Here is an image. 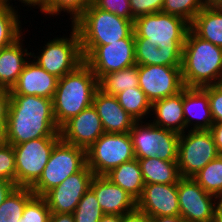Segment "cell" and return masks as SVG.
Instances as JSON below:
<instances>
[{"label":"cell","instance_id":"obj_1","mask_svg":"<svg viewBox=\"0 0 222 222\" xmlns=\"http://www.w3.org/2000/svg\"><path fill=\"white\" fill-rule=\"evenodd\" d=\"M6 131L12 146L38 138H61L52 99L11 94Z\"/></svg>","mask_w":222,"mask_h":222},{"label":"cell","instance_id":"obj_2","mask_svg":"<svg viewBox=\"0 0 222 222\" xmlns=\"http://www.w3.org/2000/svg\"><path fill=\"white\" fill-rule=\"evenodd\" d=\"M185 87L203 88L222 83V48L198 37L189 29L182 53Z\"/></svg>","mask_w":222,"mask_h":222},{"label":"cell","instance_id":"obj_3","mask_svg":"<svg viewBox=\"0 0 222 222\" xmlns=\"http://www.w3.org/2000/svg\"><path fill=\"white\" fill-rule=\"evenodd\" d=\"M98 89L99 80L85 62L73 72L59 78L52 99L54 117L58 127L60 128L71 117L92 106Z\"/></svg>","mask_w":222,"mask_h":222},{"label":"cell","instance_id":"obj_4","mask_svg":"<svg viewBox=\"0 0 222 222\" xmlns=\"http://www.w3.org/2000/svg\"><path fill=\"white\" fill-rule=\"evenodd\" d=\"M78 31L83 59L98 45L134 38V21L97 8L91 3L72 23Z\"/></svg>","mask_w":222,"mask_h":222},{"label":"cell","instance_id":"obj_5","mask_svg":"<svg viewBox=\"0 0 222 222\" xmlns=\"http://www.w3.org/2000/svg\"><path fill=\"white\" fill-rule=\"evenodd\" d=\"M87 164L86 150L60 139L54 146L39 180L31 187L36 196H44Z\"/></svg>","mask_w":222,"mask_h":222},{"label":"cell","instance_id":"obj_6","mask_svg":"<svg viewBox=\"0 0 222 222\" xmlns=\"http://www.w3.org/2000/svg\"><path fill=\"white\" fill-rule=\"evenodd\" d=\"M129 135L137 159L157 157L165 161H177L180 134L150 122L136 121Z\"/></svg>","mask_w":222,"mask_h":222},{"label":"cell","instance_id":"obj_7","mask_svg":"<svg viewBox=\"0 0 222 222\" xmlns=\"http://www.w3.org/2000/svg\"><path fill=\"white\" fill-rule=\"evenodd\" d=\"M135 158L129 133H104L86 151L87 166L94 175H105Z\"/></svg>","mask_w":222,"mask_h":222},{"label":"cell","instance_id":"obj_8","mask_svg":"<svg viewBox=\"0 0 222 222\" xmlns=\"http://www.w3.org/2000/svg\"><path fill=\"white\" fill-rule=\"evenodd\" d=\"M71 29L70 38H54L40 50L42 52L39 56L34 53L30 56L37 58L34 61L57 78L73 72L84 62L78 31L73 26Z\"/></svg>","mask_w":222,"mask_h":222},{"label":"cell","instance_id":"obj_9","mask_svg":"<svg viewBox=\"0 0 222 222\" xmlns=\"http://www.w3.org/2000/svg\"><path fill=\"white\" fill-rule=\"evenodd\" d=\"M180 134L177 165L181 177H194L218 155L213 135L209 130H189Z\"/></svg>","mask_w":222,"mask_h":222},{"label":"cell","instance_id":"obj_10","mask_svg":"<svg viewBox=\"0 0 222 222\" xmlns=\"http://www.w3.org/2000/svg\"><path fill=\"white\" fill-rule=\"evenodd\" d=\"M61 138H38L13 145L16 186L31 188L41 177L50 154Z\"/></svg>","mask_w":222,"mask_h":222},{"label":"cell","instance_id":"obj_11","mask_svg":"<svg viewBox=\"0 0 222 222\" xmlns=\"http://www.w3.org/2000/svg\"><path fill=\"white\" fill-rule=\"evenodd\" d=\"M177 192L182 220L213 222L220 201L217 197L207 193L192 177H181L177 183Z\"/></svg>","mask_w":222,"mask_h":222},{"label":"cell","instance_id":"obj_12","mask_svg":"<svg viewBox=\"0 0 222 222\" xmlns=\"http://www.w3.org/2000/svg\"><path fill=\"white\" fill-rule=\"evenodd\" d=\"M134 38H123L107 45H98L85 58L96 78L130 67L135 62Z\"/></svg>","mask_w":222,"mask_h":222},{"label":"cell","instance_id":"obj_13","mask_svg":"<svg viewBox=\"0 0 222 222\" xmlns=\"http://www.w3.org/2000/svg\"><path fill=\"white\" fill-rule=\"evenodd\" d=\"M138 77L139 87L151 103L185 88L181 66L138 65Z\"/></svg>","mask_w":222,"mask_h":222},{"label":"cell","instance_id":"obj_14","mask_svg":"<svg viewBox=\"0 0 222 222\" xmlns=\"http://www.w3.org/2000/svg\"><path fill=\"white\" fill-rule=\"evenodd\" d=\"M93 177L94 173L86 164L79 172L70 175L60 185L49 190L43 197L51 213L72 214L90 188Z\"/></svg>","mask_w":222,"mask_h":222},{"label":"cell","instance_id":"obj_15","mask_svg":"<svg viewBox=\"0 0 222 222\" xmlns=\"http://www.w3.org/2000/svg\"><path fill=\"white\" fill-rule=\"evenodd\" d=\"M138 65L181 66L185 39L134 38Z\"/></svg>","mask_w":222,"mask_h":222},{"label":"cell","instance_id":"obj_16","mask_svg":"<svg viewBox=\"0 0 222 222\" xmlns=\"http://www.w3.org/2000/svg\"><path fill=\"white\" fill-rule=\"evenodd\" d=\"M190 24L181 17L158 12L134 20V38L186 39Z\"/></svg>","mask_w":222,"mask_h":222},{"label":"cell","instance_id":"obj_17","mask_svg":"<svg viewBox=\"0 0 222 222\" xmlns=\"http://www.w3.org/2000/svg\"><path fill=\"white\" fill-rule=\"evenodd\" d=\"M104 133L101 119L93 105L71 117L60 127L63 141L86 151Z\"/></svg>","mask_w":222,"mask_h":222},{"label":"cell","instance_id":"obj_18","mask_svg":"<svg viewBox=\"0 0 222 222\" xmlns=\"http://www.w3.org/2000/svg\"><path fill=\"white\" fill-rule=\"evenodd\" d=\"M137 209L151 218L159 216H179L177 183L145 184L137 200Z\"/></svg>","mask_w":222,"mask_h":222},{"label":"cell","instance_id":"obj_19","mask_svg":"<svg viewBox=\"0 0 222 222\" xmlns=\"http://www.w3.org/2000/svg\"><path fill=\"white\" fill-rule=\"evenodd\" d=\"M90 189L95 193L104 214L122 216L137 208V201L104 175H94Z\"/></svg>","mask_w":222,"mask_h":222},{"label":"cell","instance_id":"obj_20","mask_svg":"<svg viewBox=\"0 0 222 222\" xmlns=\"http://www.w3.org/2000/svg\"><path fill=\"white\" fill-rule=\"evenodd\" d=\"M59 78L49 74L34 60L25 64L11 94L34 95L53 99Z\"/></svg>","mask_w":222,"mask_h":222},{"label":"cell","instance_id":"obj_21","mask_svg":"<svg viewBox=\"0 0 222 222\" xmlns=\"http://www.w3.org/2000/svg\"><path fill=\"white\" fill-rule=\"evenodd\" d=\"M93 106L101 119L105 133H129L136 122L121 107L116 96L106 94L100 89L94 95Z\"/></svg>","mask_w":222,"mask_h":222},{"label":"cell","instance_id":"obj_22","mask_svg":"<svg viewBox=\"0 0 222 222\" xmlns=\"http://www.w3.org/2000/svg\"><path fill=\"white\" fill-rule=\"evenodd\" d=\"M183 114L186 130H210L213 125L208 94L202 88L183 89ZM197 120V121H194ZM195 123V124H194Z\"/></svg>","mask_w":222,"mask_h":222},{"label":"cell","instance_id":"obj_23","mask_svg":"<svg viewBox=\"0 0 222 222\" xmlns=\"http://www.w3.org/2000/svg\"><path fill=\"white\" fill-rule=\"evenodd\" d=\"M151 111L155 119L151 120L155 126L174 131L178 134L186 133L183 114V90L179 93L152 102Z\"/></svg>","mask_w":222,"mask_h":222},{"label":"cell","instance_id":"obj_24","mask_svg":"<svg viewBox=\"0 0 222 222\" xmlns=\"http://www.w3.org/2000/svg\"><path fill=\"white\" fill-rule=\"evenodd\" d=\"M21 38L0 49V88L11 90L25 64L31 59L30 57L27 58L31 56V52L29 53L27 49L22 48Z\"/></svg>","mask_w":222,"mask_h":222},{"label":"cell","instance_id":"obj_25","mask_svg":"<svg viewBox=\"0 0 222 222\" xmlns=\"http://www.w3.org/2000/svg\"><path fill=\"white\" fill-rule=\"evenodd\" d=\"M190 29L198 37L222 48V5L209 2L195 16Z\"/></svg>","mask_w":222,"mask_h":222},{"label":"cell","instance_id":"obj_26","mask_svg":"<svg viewBox=\"0 0 222 222\" xmlns=\"http://www.w3.org/2000/svg\"><path fill=\"white\" fill-rule=\"evenodd\" d=\"M112 183L120 186L136 201L140 198L145 185L137 158L122 163L104 175Z\"/></svg>","mask_w":222,"mask_h":222},{"label":"cell","instance_id":"obj_27","mask_svg":"<svg viewBox=\"0 0 222 222\" xmlns=\"http://www.w3.org/2000/svg\"><path fill=\"white\" fill-rule=\"evenodd\" d=\"M145 184H174L181 178L177 161L157 157L138 159Z\"/></svg>","mask_w":222,"mask_h":222},{"label":"cell","instance_id":"obj_28","mask_svg":"<svg viewBox=\"0 0 222 222\" xmlns=\"http://www.w3.org/2000/svg\"><path fill=\"white\" fill-rule=\"evenodd\" d=\"M135 87H139L138 64L110 72L99 80V89L114 96L126 89Z\"/></svg>","mask_w":222,"mask_h":222},{"label":"cell","instance_id":"obj_29","mask_svg":"<svg viewBox=\"0 0 222 222\" xmlns=\"http://www.w3.org/2000/svg\"><path fill=\"white\" fill-rule=\"evenodd\" d=\"M121 107L136 121L151 112L152 103L140 87L129 88L115 95Z\"/></svg>","mask_w":222,"mask_h":222},{"label":"cell","instance_id":"obj_30","mask_svg":"<svg viewBox=\"0 0 222 222\" xmlns=\"http://www.w3.org/2000/svg\"><path fill=\"white\" fill-rule=\"evenodd\" d=\"M34 195L29 187H16L0 205V222H18L26 203Z\"/></svg>","mask_w":222,"mask_h":222},{"label":"cell","instance_id":"obj_31","mask_svg":"<svg viewBox=\"0 0 222 222\" xmlns=\"http://www.w3.org/2000/svg\"><path fill=\"white\" fill-rule=\"evenodd\" d=\"M193 179L209 194L222 198V155H218L200 170Z\"/></svg>","mask_w":222,"mask_h":222},{"label":"cell","instance_id":"obj_32","mask_svg":"<svg viewBox=\"0 0 222 222\" xmlns=\"http://www.w3.org/2000/svg\"><path fill=\"white\" fill-rule=\"evenodd\" d=\"M14 8L0 4V49L13 44L23 35L18 11Z\"/></svg>","mask_w":222,"mask_h":222},{"label":"cell","instance_id":"obj_33","mask_svg":"<svg viewBox=\"0 0 222 222\" xmlns=\"http://www.w3.org/2000/svg\"><path fill=\"white\" fill-rule=\"evenodd\" d=\"M208 3V0H164L162 13L181 17L191 24Z\"/></svg>","mask_w":222,"mask_h":222},{"label":"cell","instance_id":"obj_34","mask_svg":"<svg viewBox=\"0 0 222 222\" xmlns=\"http://www.w3.org/2000/svg\"><path fill=\"white\" fill-rule=\"evenodd\" d=\"M75 222H99L104 213L95 193L89 188L72 213Z\"/></svg>","mask_w":222,"mask_h":222},{"label":"cell","instance_id":"obj_35","mask_svg":"<svg viewBox=\"0 0 222 222\" xmlns=\"http://www.w3.org/2000/svg\"><path fill=\"white\" fill-rule=\"evenodd\" d=\"M92 0H46L41 10L46 15H59L62 11L70 14L72 23L88 8ZM72 16V17H71Z\"/></svg>","mask_w":222,"mask_h":222},{"label":"cell","instance_id":"obj_36","mask_svg":"<svg viewBox=\"0 0 222 222\" xmlns=\"http://www.w3.org/2000/svg\"><path fill=\"white\" fill-rule=\"evenodd\" d=\"M51 211L43 196L34 195L25 205L18 222H49Z\"/></svg>","mask_w":222,"mask_h":222},{"label":"cell","instance_id":"obj_37","mask_svg":"<svg viewBox=\"0 0 222 222\" xmlns=\"http://www.w3.org/2000/svg\"><path fill=\"white\" fill-rule=\"evenodd\" d=\"M0 180L16 184V166L13 146L6 144L0 147Z\"/></svg>","mask_w":222,"mask_h":222},{"label":"cell","instance_id":"obj_38","mask_svg":"<svg viewBox=\"0 0 222 222\" xmlns=\"http://www.w3.org/2000/svg\"><path fill=\"white\" fill-rule=\"evenodd\" d=\"M92 3L101 10L132 20L129 0H92Z\"/></svg>","mask_w":222,"mask_h":222},{"label":"cell","instance_id":"obj_39","mask_svg":"<svg viewBox=\"0 0 222 222\" xmlns=\"http://www.w3.org/2000/svg\"><path fill=\"white\" fill-rule=\"evenodd\" d=\"M209 97V106L214 123L222 122V83L202 88Z\"/></svg>","mask_w":222,"mask_h":222},{"label":"cell","instance_id":"obj_40","mask_svg":"<svg viewBox=\"0 0 222 222\" xmlns=\"http://www.w3.org/2000/svg\"><path fill=\"white\" fill-rule=\"evenodd\" d=\"M132 20L137 17L162 12L164 0H129Z\"/></svg>","mask_w":222,"mask_h":222},{"label":"cell","instance_id":"obj_41","mask_svg":"<svg viewBox=\"0 0 222 222\" xmlns=\"http://www.w3.org/2000/svg\"><path fill=\"white\" fill-rule=\"evenodd\" d=\"M11 93L8 89L0 88V123H7Z\"/></svg>","mask_w":222,"mask_h":222},{"label":"cell","instance_id":"obj_42","mask_svg":"<svg viewBox=\"0 0 222 222\" xmlns=\"http://www.w3.org/2000/svg\"><path fill=\"white\" fill-rule=\"evenodd\" d=\"M121 222H152V219L146 213L135 209L121 216Z\"/></svg>","mask_w":222,"mask_h":222},{"label":"cell","instance_id":"obj_43","mask_svg":"<svg viewBox=\"0 0 222 222\" xmlns=\"http://www.w3.org/2000/svg\"><path fill=\"white\" fill-rule=\"evenodd\" d=\"M209 131L213 135L214 143L218 153L222 155V122L213 123Z\"/></svg>","mask_w":222,"mask_h":222},{"label":"cell","instance_id":"obj_44","mask_svg":"<svg viewBox=\"0 0 222 222\" xmlns=\"http://www.w3.org/2000/svg\"><path fill=\"white\" fill-rule=\"evenodd\" d=\"M16 187V184L13 182L0 180V205Z\"/></svg>","mask_w":222,"mask_h":222},{"label":"cell","instance_id":"obj_45","mask_svg":"<svg viewBox=\"0 0 222 222\" xmlns=\"http://www.w3.org/2000/svg\"><path fill=\"white\" fill-rule=\"evenodd\" d=\"M49 222H75L73 214L69 213H51Z\"/></svg>","mask_w":222,"mask_h":222},{"label":"cell","instance_id":"obj_46","mask_svg":"<svg viewBox=\"0 0 222 222\" xmlns=\"http://www.w3.org/2000/svg\"><path fill=\"white\" fill-rule=\"evenodd\" d=\"M152 222H182V218L180 216H159L151 218Z\"/></svg>","mask_w":222,"mask_h":222},{"label":"cell","instance_id":"obj_47","mask_svg":"<svg viewBox=\"0 0 222 222\" xmlns=\"http://www.w3.org/2000/svg\"><path fill=\"white\" fill-rule=\"evenodd\" d=\"M21 3L26 4V6H37L40 8V11L44 8L46 0H19Z\"/></svg>","mask_w":222,"mask_h":222},{"label":"cell","instance_id":"obj_48","mask_svg":"<svg viewBox=\"0 0 222 222\" xmlns=\"http://www.w3.org/2000/svg\"><path fill=\"white\" fill-rule=\"evenodd\" d=\"M7 123H0V147L7 144Z\"/></svg>","mask_w":222,"mask_h":222},{"label":"cell","instance_id":"obj_49","mask_svg":"<svg viewBox=\"0 0 222 222\" xmlns=\"http://www.w3.org/2000/svg\"><path fill=\"white\" fill-rule=\"evenodd\" d=\"M99 222H121L120 215L104 214Z\"/></svg>","mask_w":222,"mask_h":222},{"label":"cell","instance_id":"obj_50","mask_svg":"<svg viewBox=\"0 0 222 222\" xmlns=\"http://www.w3.org/2000/svg\"><path fill=\"white\" fill-rule=\"evenodd\" d=\"M213 222H222V202L221 201H219L216 206L214 217H213Z\"/></svg>","mask_w":222,"mask_h":222},{"label":"cell","instance_id":"obj_51","mask_svg":"<svg viewBox=\"0 0 222 222\" xmlns=\"http://www.w3.org/2000/svg\"><path fill=\"white\" fill-rule=\"evenodd\" d=\"M10 0H0V4H4V5H8V6H13V5H10Z\"/></svg>","mask_w":222,"mask_h":222},{"label":"cell","instance_id":"obj_52","mask_svg":"<svg viewBox=\"0 0 222 222\" xmlns=\"http://www.w3.org/2000/svg\"><path fill=\"white\" fill-rule=\"evenodd\" d=\"M215 3H218V4L222 5V0H217Z\"/></svg>","mask_w":222,"mask_h":222},{"label":"cell","instance_id":"obj_53","mask_svg":"<svg viewBox=\"0 0 222 222\" xmlns=\"http://www.w3.org/2000/svg\"><path fill=\"white\" fill-rule=\"evenodd\" d=\"M209 2H216L217 0H208Z\"/></svg>","mask_w":222,"mask_h":222}]
</instances>
